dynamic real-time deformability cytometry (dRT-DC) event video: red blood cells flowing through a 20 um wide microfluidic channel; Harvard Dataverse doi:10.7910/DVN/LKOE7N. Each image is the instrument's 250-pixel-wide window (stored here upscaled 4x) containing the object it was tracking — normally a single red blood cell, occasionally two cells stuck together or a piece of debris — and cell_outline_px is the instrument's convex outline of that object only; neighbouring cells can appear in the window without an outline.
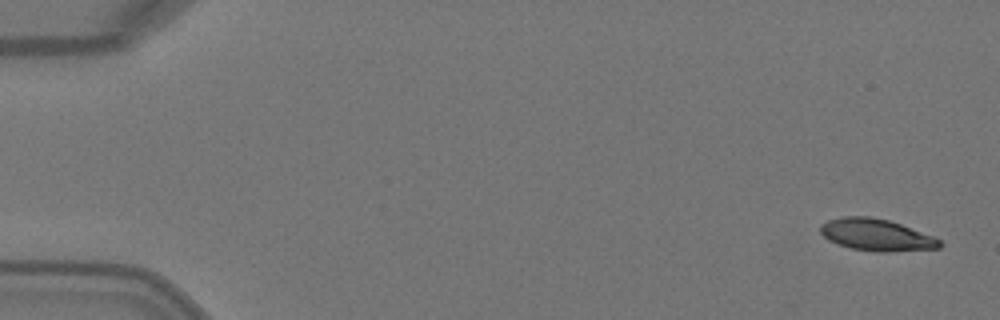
{"species": "Egyptian fruit bat (a non-hibernating species)", "species_latin": "Rousettus aegyptiacus", "temperature_condition": "warm", "stored_images_in_passage": 6, "camera_frame_rate_fps": 3000, "um_per_image_px": 0.085, "animal": {"sex": "female"}, "frame": {"image": 1, "passage_image": 1, "time_ms": 0.0, "image_size_px": [1000, 320], "cell_outline_px": [[944, 244], [940, 248], [884, 252], [876, 252], [852, 248], [828, 240], [820, 232], [820, 224], [828, 220], [844, 216], [868, 216], [888, 220], [900, 224], [932, 236], [940, 240]], "centroid_in_image_um": [74.48, 19.96], "position_along_channel_um": 10.5, "area_um2": 21.96}}
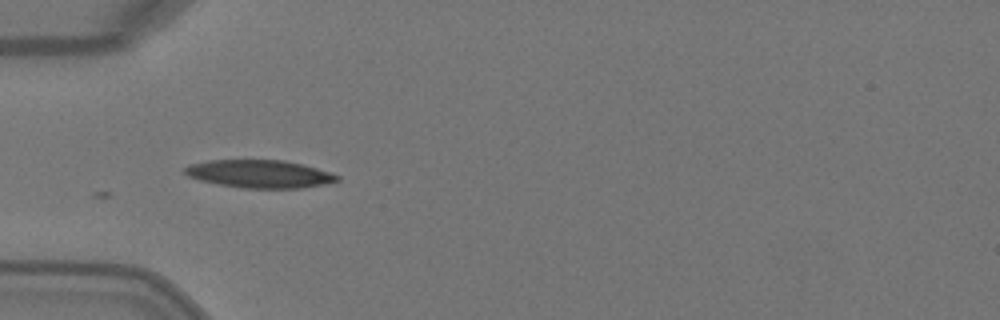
{"frame": {"image": 2, "passage_image": 5, "time_ms": 1.333, "image_size_px": [1000, 320], "cell_outline_px": [[340, 180], [324, 184], [300, 188], [244, 188], [216, 184], [200, 180], [188, 176], [184, 172], [184, 168], [188, 164], [208, 160], [284, 160], [316, 168], [340, 176]], "centroid_in_image_um": [22.02, 14.78], "position_along_channel_um": 63.0, "area_um2": 24.68}}
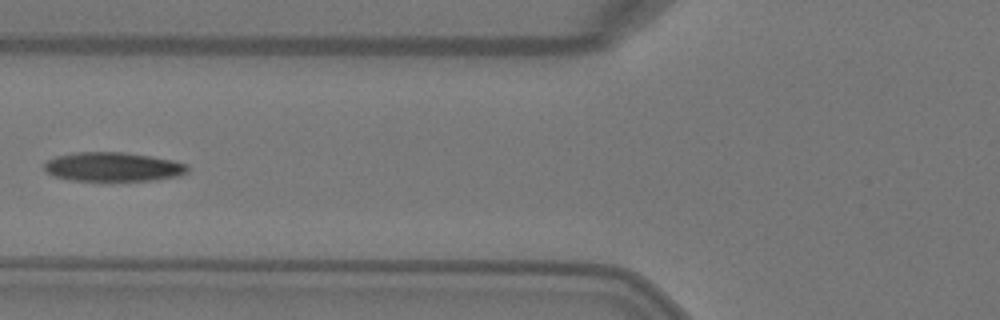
{"frame": {"image": 3, "passage_image": 6, "time_ms": 1.667, "image_size_px": [1000, 320], "cell_outline_px": [[188, 172], [180, 176], [156, 180], [72, 180], [52, 176], [44, 168], [44, 164], [48, 160], [56, 156], [76, 152], [124, 152], [172, 160], [188, 164]], "centroid_in_image_um": [9.63, 14.18], "position_along_channel_um": 116.2, "area_um2": 24.22}}